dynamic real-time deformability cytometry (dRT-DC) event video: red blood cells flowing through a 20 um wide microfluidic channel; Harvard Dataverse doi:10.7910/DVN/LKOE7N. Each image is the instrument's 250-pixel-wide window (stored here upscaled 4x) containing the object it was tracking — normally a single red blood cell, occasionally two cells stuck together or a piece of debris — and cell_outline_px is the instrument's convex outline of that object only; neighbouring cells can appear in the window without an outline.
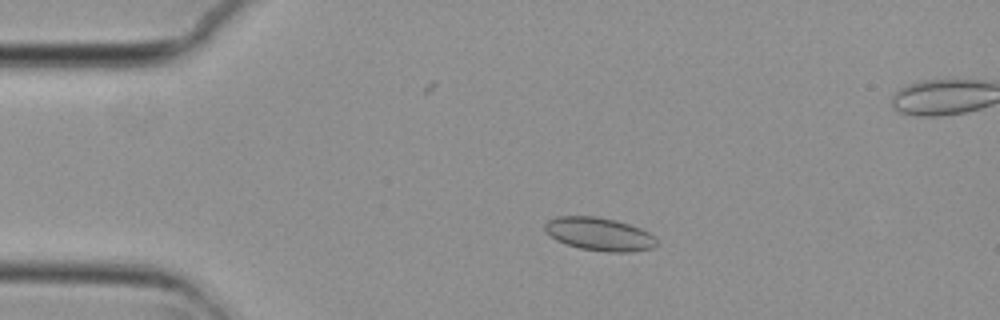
{"species": "common noctule bat (a hibernating species)", "species_latin": "Nyctalus noctula", "temperature_condition": "cold", "stored_images_in_passage": 46, "segment_of_instrument_passage": [1, 2], "camera_frame_rate_fps": 3000, "um_per_image_px": 0.085, "animal": {"sex": "female", "body_mass_g": 29.2, "forearm_length_mm": 56.3}, "frame": {"image": 1, "passage_image": 1, "time_ms": 0.0, "image_size_px": [1000, 320], "cell_outline_px": [[656, 244], [652, 248], [632, 252], [604, 252], [580, 248], [556, 240], [544, 228], [544, 224], [548, 220], [556, 216], [596, 216], [616, 220], [640, 228], [648, 232], [656, 240]], "centroid_in_image_um": [50.93, 19.89], "position_along_channel_um": 34.1, "area_um2": 21.44}}
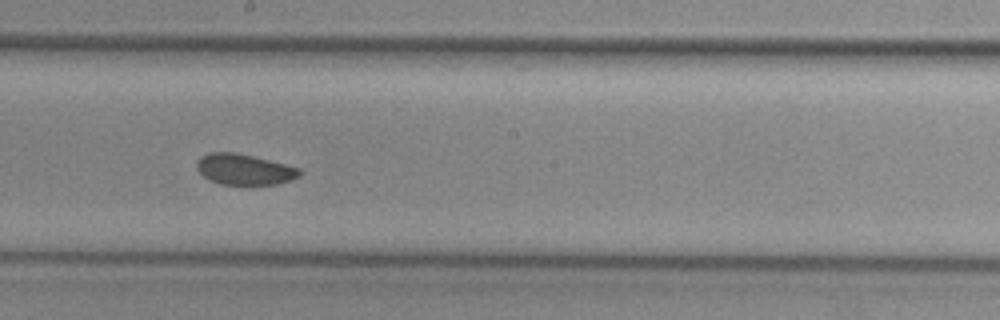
{"frame": {"image": 2, "passage_image": 20, "time_ms": 6.333, "image_size_px": [1000, 320], "cell_outline_px": [[300, 176], [292, 180], [280, 184], [248, 188], [220, 184], [208, 180], [196, 168], [196, 160], [200, 156], [208, 152], [232, 152], [252, 156], [300, 168]], "centroid_in_image_um": [20.75, 14.46], "position_along_channel_um": 227.4, "area_um2": 19.31}}
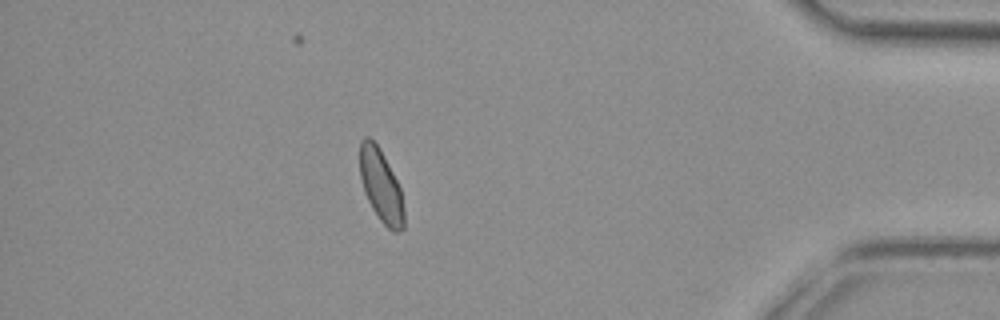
{"frame": {"image": 3, "passage_image": 38, "time_ms": 12.333, "image_size_px": [1000, 320], "cell_outline_px": [[404, 228], [400, 232], [392, 232], [380, 220], [372, 208], [364, 192], [360, 176], [360, 140], [364, 136], [368, 136], [380, 148], [400, 188], [404, 208]], "centroid_in_image_um": [32.38, 15.81], "position_along_channel_um": 402.8, "area_um2": 18.67}}